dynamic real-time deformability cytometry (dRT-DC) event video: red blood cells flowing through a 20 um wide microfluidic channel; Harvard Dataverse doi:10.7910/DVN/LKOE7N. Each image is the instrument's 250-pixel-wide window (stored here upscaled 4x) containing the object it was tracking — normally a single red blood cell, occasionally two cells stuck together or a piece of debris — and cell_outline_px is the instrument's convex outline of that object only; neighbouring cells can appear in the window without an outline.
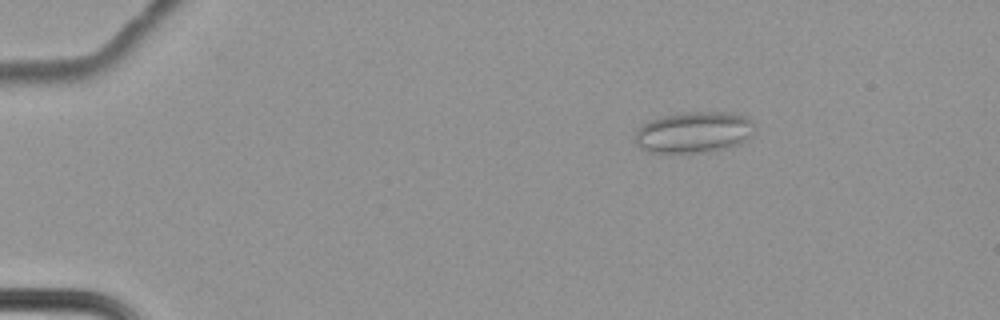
{"species": "common noctule bat (a hibernating species)", "species_latin": "Nyctalus noctula", "temperature_condition": "cold", "stored_images_in_passage": 36, "camera_frame_rate_fps": 3000, "um_per_image_px": 0.085, "animal": {"sex": "female", "body_mass_g": 22.7, "forearm_length_mm": 54.2}, "frame": {"image": 1, "passage_image": 9, "time_ms": 2.667, "image_size_px": [1000, 320], "cell_outline_px": [[756, 132], [740, 144], [724, 148], [696, 152], [648, 152], [640, 148], [636, 144], [636, 132], [644, 124], [652, 120], [664, 116], [684, 112], [728, 112], [744, 116], [752, 120], [756, 124]], "centroid_in_image_um": [59.04, 11.23], "position_along_channel_um": 26.0, "area_um2": 28.5}}
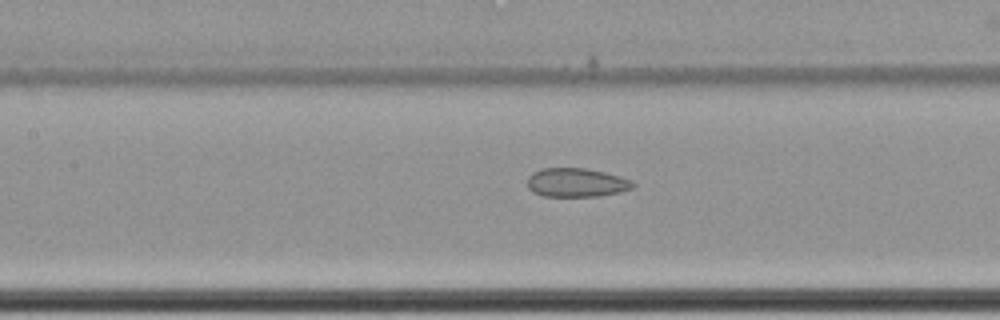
{"frame": {"image": 2, "passage_image": 29, "time_ms": 9.333, "image_size_px": [1000, 320], "cell_outline_px": [[636, 184], [632, 188], [620, 192], [600, 196], [544, 196], [532, 192], [528, 188], [528, 176], [532, 172], [544, 168], [584, 168], [604, 172], [620, 176], [632, 180]], "centroid_in_image_um": [49.0, 15.52], "position_along_channel_um": 158.4, "area_um2": 17.8}}
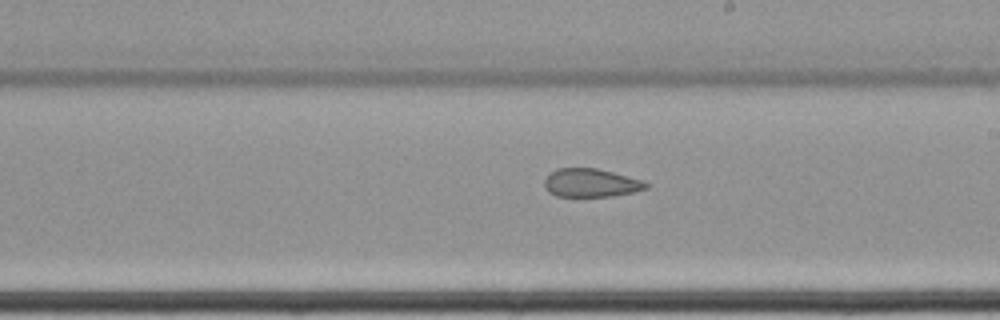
{"frame": {"image": 3, "passage_image": 36, "time_ms": 11.667, "image_size_px": [1000, 320], "cell_outline_px": [[648, 188], [632, 192], [612, 196], [556, 196], [548, 192], [544, 188], [544, 180], [556, 168], [596, 168], [644, 180], [648, 184]], "centroid_in_image_um": [50.22, 15.54], "position_along_channel_um": 238.8, "area_um2": 16.76}}